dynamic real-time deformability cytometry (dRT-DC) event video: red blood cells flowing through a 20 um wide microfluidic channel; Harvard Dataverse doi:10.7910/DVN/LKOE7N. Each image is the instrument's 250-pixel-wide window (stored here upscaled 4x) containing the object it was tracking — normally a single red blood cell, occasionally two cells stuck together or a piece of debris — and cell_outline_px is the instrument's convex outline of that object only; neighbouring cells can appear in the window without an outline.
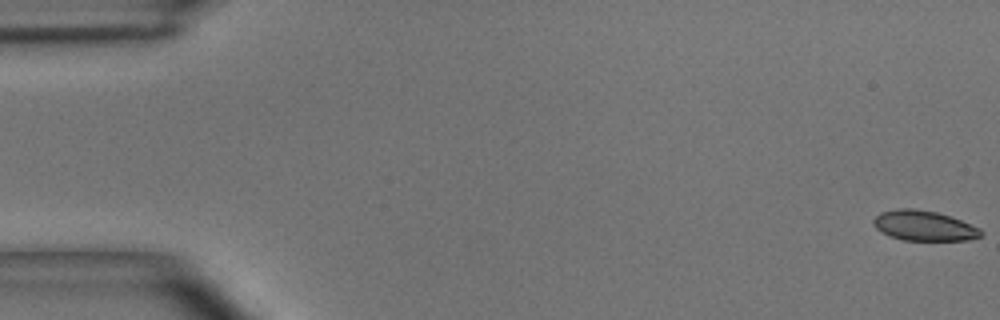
{"species": "common noctule bat (a hibernating species)", "species_latin": "Nyctalus noctula", "temperature_condition": "room temperature", "stored_images_in_passage": 50, "camera_frame_rate_fps": 3000, "um_per_image_px": 0.085, "animal": {"sex": "male", "body_mass_g": 15.6}, "frame": {"image": 1, "passage_image": 1, "time_ms": 0.0, "image_size_px": [1000, 320], "cell_outline_px": [[984, 232], [980, 236], [968, 240], [904, 240], [888, 236], [876, 228], [872, 224], [872, 220], [880, 212], [896, 208], [912, 208], [936, 212], [960, 220], [980, 228]], "centroid_in_image_um": [78.5, 19.18], "position_along_channel_um": 6.5, "area_um2": 18.84}}
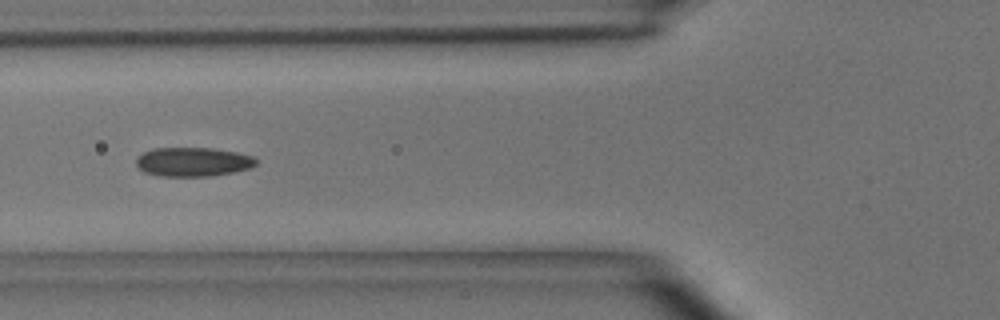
{"frame": {"image": 2, "passage_image": 19, "time_ms": 6.0, "image_size_px": [1000, 320], "cell_outline_px": [[256, 164], [252, 168], [212, 176], [160, 176], [144, 172], [136, 164], [136, 156], [152, 148], [212, 148], [236, 152], [252, 156], [256, 160]], "centroid_in_image_um": [16.39, 13.76], "position_along_channel_um": 109.4, "area_um2": 20.35}}
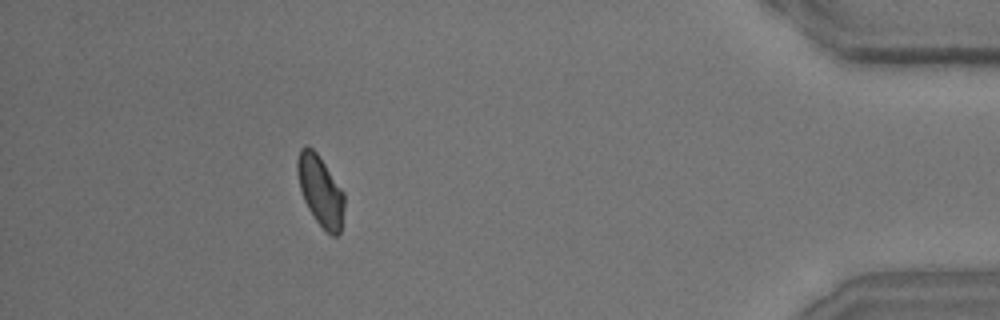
{"frame": {"image": 3, "passage_image": 45, "time_ms": 14.667, "image_size_px": [1000, 320], "cell_outline_px": [[344, 208], [340, 232], [336, 236], [332, 236], [316, 220], [308, 208], [304, 200], [300, 188], [296, 172], [296, 160], [300, 148], [312, 148], [316, 152], [344, 192]], "centroid_in_image_um": [27.22, 16.21], "position_along_channel_um": 408.0, "area_um2": 18.96}, "authors_computed_cell_mechanics": {"area_um2": 19.7098, "velocity_mm_per_s": 4.0563, "shape_relaxation_time_tau1_ms": 4.3569, "shape_relaxation_time_tau2_ms": 2.0898, "deformation_change_tau1": 0.0996, "deformation_change_tau2": 0.0534}}